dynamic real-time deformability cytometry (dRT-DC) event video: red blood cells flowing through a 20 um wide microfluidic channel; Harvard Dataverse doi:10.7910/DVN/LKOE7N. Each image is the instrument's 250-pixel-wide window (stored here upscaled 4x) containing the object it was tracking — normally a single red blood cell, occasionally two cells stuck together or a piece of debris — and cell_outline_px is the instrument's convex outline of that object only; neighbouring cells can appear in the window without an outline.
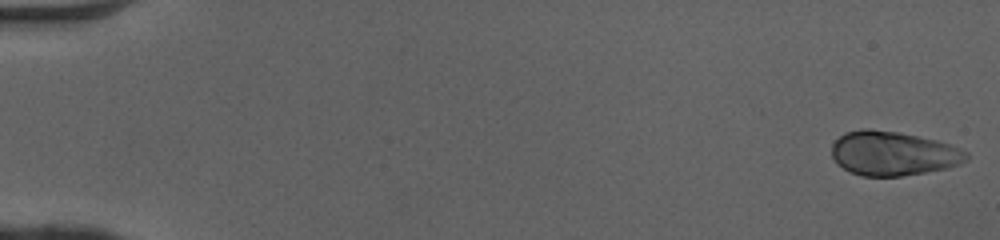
{"species": "human", "species_latin": "Homo sapiens", "temperature_condition": "cold", "stored_images_in_passage": 50, "camera_frame_rate_fps": 3000, "um_per_image_px": 0.085, "donor": {"sex": "female"}, "frame": {"image": 1, "passage_image": 1, "time_ms": 0.0, "image_size_px": [1000, 240], "cell_outline_px": [[968, 160], [960, 164], [948, 168], [900, 176], [864, 176], [852, 172], [836, 164], [832, 156], [832, 144], [844, 132], [860, 128], [868, 128], [896, 132], [936, 140], [948, 144], [968, 152]], "centroid_in_image_um": [75.9, 13.04], "position_along_channel_um": 9.1, "area_um2": 34.62}}
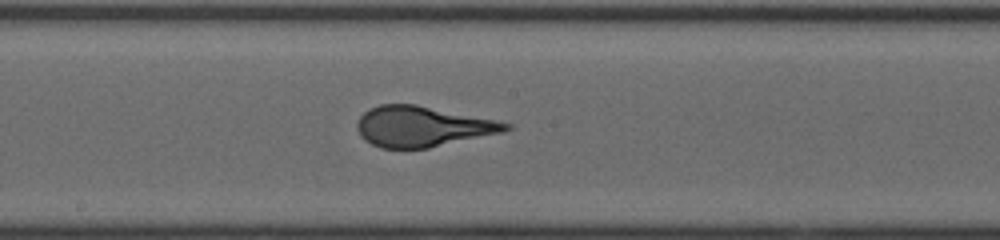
{"frame": {"image": 2, "passage_image": 28, "time_ms": 9.0, "image_size_px": [1000, 240], "cell_outline_px": [[512, 128], [504, 132], [428, 148], [380, 148], [364, 140], [360, 136], [356, 128], [356, 124], [360, 116], [368, 108], [380, 104], [416, 104], [496, 120], [512, 124]], "centroid_in_image_um": [35.88, 10.75], "position_along_channel_um": 212.3, "area_um2": 35.14}}
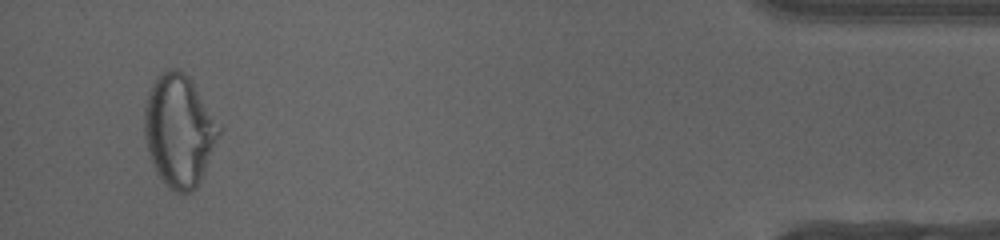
{"frame": {"image": 3, "passage_image": 48, "time_ms": 15.667, "image_size_px": [1000, 240], "cell_outline_px": [[220, 132], [204, 172], [196, 188], [188, 192], [176, 192], [168, 188], [156, 172], [148, 152], [144, 136], [144, 108], [148, 92], [156, 76], [160, 72], [168, 68], [180, 68], [188, 76], [220, 124]], "centroid_in_image_um": [15.19, 11.07], "position_along_channel_um": 420.0, "area_um2": 48.61}}